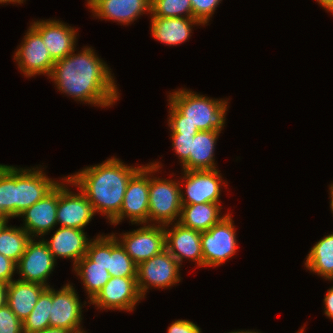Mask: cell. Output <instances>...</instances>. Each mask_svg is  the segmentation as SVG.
I'll use <instances>...</instances> for the list:
<instances>
[{
	"instance_id": "37",
	"label": "cell",
	"mask_w": 333,
	"mask_h": 333,
	"mask_svg": "<svg viewBox=\"0 0 333 333\" xmlns=\"http://www.w3.org/2000/svg\"><path fill=\"white\" fill-rule=\"evenodd\" d=\"M167 333H202V331L201 328L192 321L178 319L168 327Z\"/></svg>"
},
{
	"instance_id": "13",
	"label": "cell",
	"mask_w": 333,
	"mask_h": 333,
	"mask_svg": "<svg viewBox=\"0 0 333 333\" xmlns=\"http://www.w3.org/2000/svg\"><path fill=\"white\" fill-rule=\"evenodd\" d=\"M60 182L46 176L40 167H16V217L40 201Z\"/></svg>"
},
{
	"instance_id": "18",
	"label": "cell",
	"mask_w": 333,
	"mask_h": 333,
	"mask_svg": "<svg viewBox=\"0 0 333 333\" xmlns=\"http://www.w3.org/2000/svg\"><path fill=\"white\" fill-rule=\"evenodd\" d=\"M58 185L40 201L23 211V229L32 238H44L57 225ZM53 228V229H52ZM43 236V237H41Z\"/></svg>"
},
{
	"instance_id": "1",
	"label": "cell",
	"mask_w": 333,
	"mask_h": 333,
	"mask_svg": "<svg viewBox=\"0 0 333 333\" xmlns=\"http://www.w3.org/2000/svg\"><path fill=\"white\" fill-rule=\"evenodd\" d=\"M72 51L65 58L55 61L50 78L63 94L95 107H111L119 100L120 93L106 62L96 55L92 47Z\"/></svg>"
},
{
	"instance_id": "4",
	"label": "cell",
	"mask_w": 333,
	"mask_h": 333,
	"mask_svg": "<svg viewBox=\"0 0 333 333\" xmlns=\"http://www.w3.org/2000/svg\"><path fill=\"white\" fill-rule=\"evenodd\" d=\"M160 165L156 161L149 163L148 224L165 226L179 221L182 202L178 180L160 179L152 174L161 169Z\"/></svg>"
},
{
	"instance_id": "10",
	"label": "cell",
	"mask_w": 333,
	"mask_h": 333,
	"mask_svg": "<svg viewBox=\"0 0 333 333\" xmlns=\"http://www.w3.org/2000/svg\"><path fill=\"white\" fill-rule=\"evenodd\" d=\"M112 234L137 265L166 249L163 225L143 224V227L120 234L119 237Z\"/></svg>"
},
{
	"instance_id": "3",
	"label": "cell",
	"mask_w": 333,
	"mask_h": 333,
	"mask_svg": "<svg viewBox=\"0 0 333 333\" xmlns=\"http://www.w3.org/2000/svg\"><path fill=\"white\" fill-rule=\"evenodd\" d=\"M188 89L169 93L168 124H189L199 131H222L228 111V99H213Z\"/></svg>"
},
{
	"instance_id": "40",
	"label": "cell",
	"mask_w": 333,
	"mask_h": 333,
	"mask_svg": "<svg viewBox=\"0 0 333 333\" xmlns=\"http://www.w3.org/2000/svg\"><path fill=\"white\" fill-rule=\"evenodd\" d=\"M8 284L0 282V308L7 304Z\"/></svg>"
},
{
	"instance_id": "5",
	"label": "cell",
	"mask_w": 333,
	"mask_h": 333,
	"mask_svg": "<svg viewBox=\"0 0 333 333\" xmlns=\"http://www.w3.org/2000/svg\"><path fill=\"white\" fill-rule=\"evenodd\" d=\"M233 218L226 213L218 223L209 230L201 232L203 267L223 265L237 252V235Z\"/></svg>"
},
{
	"instance_id": "26",
	"label": "cell",
	"mask_w": 333,
	"mask_h": 333,
	"mask_svg": "<svg viewBox=\"0 0 333 333\" xmlns=\"http://www.w3.org/2000/svg\"><path fill=\"white\" fill-rule=\"evenodd\" d=\"M73 270L80 277L81 283L88 294V303L97 296L110 279L108 270L101 265H95V262L91 261L86 255L75 264Z\"/></svg>"
},
{
	"instance_id": "7",
	"label": "cell",
	"mask_w": 333,
	"mask_h": 333,
	"mask_svg": "<svg viewBox=\"0 0 333 333\" xmlns=\"http://www.w3.org/2000/svg\"><path fill=\"white\" fill-rule=\"evenodd\" d=\"M149 164L143 165L129 180L119 214L110 222L117 225L125 218L131 224H148Z\"/></svg>"
},
{
	"instance_id": "38",
	"label": "cell",
	"mask_w": 333,
	"mask_h": 333,
	"mask_svg": "<svg viewBox=\"0 0 333 333\" xmlns=\"http://www.w3.org/2000/svg\"><path fill=\"white\" fill-rule=\"evenodd\" d=\"M171 134H196L199 132L196 126L189 124H168Z\"/></svg>"
},
{
	"instance_id": "46",
	"label": "cell",
	"mask_w": 333,
	"mask_h": 333,
	"mask_svg": "<svg viewBox=\"0 0 333 333\" xmlns=\"http://www.w3.org/2000/svg\"><path fill=\"white\" fill-rule=\"evenodd\" d=\"M4 3H6V5H7V3L8 4L9 3H11V4H17L18 2L16 0H0V4H4Z\"/></svg>"
},
{
	"instance_id": "19",
	"label": "cell",
	"mask_w": 333,
	"mask_h": 333,
	"mask_svg": "<svg viewBox=\"0 0 333 333\" xmlns=\"http://www.w3.org/2000/svg\"><path fill=\"white\" fill-rule=\"evenodd\" d=\"M84 230L60 227L54 232L49 241L43 238L49 251L56 258L72 259L73 267L80 261L87 252L89 239Z\"/></svg>"
},
{
	"instance_id": "45",
	"label": "cell",
	"mask_w": 333,
	"mask_h": 333,
	"mask_svg": "<svg viewBox=\"0 0 333 333\" xmlns=\"http://www.w3.org/2000/svg\"><path fill=\"white\" fill-rule=\"evenodd\" d=\"M8 223V220L2 216H0V230L2 229V227Z\"/></svg>"
},
{
	"instance_id": "23",
	"label": "cell",
	"mask_w": 333,
	"mask_h": 333,
	"mask_svg": "<svg viewBox=\"0 0 333 333\" xmlns=\"http://www.w3.org/2000/svg\"><path fill=\"white\" fill-rule=\"evenodd\" d=\"M38 283L13 280L8 284L7 305L23 322L31 313L41 293L46 289Z\"/></svg>"
},
{
	"instance_id": "42",
	"label": "cell",
	"mask_w": 333,
	"mask_h": 333,
	"mask_svg": "<svg viewBox=\"0 0 333 333\" xmlns=\"http://www.w3.org/2000/svg\"><path fill=\"white\" fill-rule=\"evenodd\" d=\"M323 9L330 12L333 15V0H316Z\"/></svg>"
},
{
	"instance_id": "36",
	"label": "cell",
	"mask_w": 333,
	"mask_h": 333,
	"mask_svg": "<svg viewBox=\"0 0 333 333\" xmlns=\"http://www.w3.org/2000/svg\"><path fill=\"white\" fill-rule=\"evenodd\" d=\"M16 271V263L11 259L0 254V282L9 284L13 281Z\"/></svg>"
},
{
	"instance_id": "8",
	"label": "cell",
	"mask_w": 333,
	"mask_h": 333,
	"mask_svg": "<svg viewBox=\"0 0 333 333\" xmlns=\"http://www.w3.org/2000/svg\"><path fill=\"white\" fill-rule=\"evenodd\" d=\"M182 171V183L181 181H179V184H182L180 185L182 205L207 202L218 204L221 203L219 201L222 191L221 188L222 186L225 187L228 184L227 182H224V180L222 179L223 177L218 169ZM181 186L185 187V193Z\"/></svg>"
},
{
	"instance_id": "44",
	"label": "cell",
	"mask_w": 333,
	"mask_h": 333,
	"mask_svg": "<svg viewBox=\"0 0 333 333\" xmlns=\"http://www.w3.org/2000/svg\"><path fill=\"white\" fill-rule=\"evenodd\" d=\"M229 333H261V332H258V331H255V330L254 331L253 330L252 331L251 330L250 331L249 330H246V331L245 330H237V331H231Z\"/></svg>"
},
{
	"instance_id": "12",
	"label": "cell",
	"mask_w": 333,
	"mask_h": 333,
	"mask_svg": "<svg viewBox=\"0 0 333 333\" xmlns=\"http://www.w3.org/2000/svg\"><path fill=\"white\" fill-rule=\"evenodd\" d=\"M35 239L31 238L16 264V273L20 276L18 280L50 287L47 280L57 263L44 240L40 237L38 241Z\"/></svg>"
},
{
	"instance_id": "25",
	"label": "cell",
	"mask_w": 333,
	"mask_h": 333,
	"mask_svg": "<svg viewBox=\"0 0 333 333\" xmlns=\"http://www.w3.org/2000/svg\"><path fill=\"white\" fill-rule=\"evenodd\" d=\"M305 259L304 266L310 272L328 280L333 274V232L317 241Z\"/></svg>"
},
{
	"instance_id": "47",
	"label": "cell",
	"mask_w": 333,
	"mask_h": 333,
	"mask_svg": "<svg viewBox=\"0 0 333 333\" xmlns=\"http://www.w3.org/2000/svg\"><path fill=\"white\" fill-rule=\"evenodd\" d=\"M86 1L88 8H90L97 0H86Z\"/></svg>"
},
{
	"instance_id": "11",
	"label": "cell",
	"mask_w": 333,
	"mask_h": 333,
	"mask_svg": "<svg viewBox=\"0 0 333 333\" xmlns=\"http://www.w3.org/2000/svg\"><path fill=\"white\" fill-rule=\"evenodd\" d=\"M18 46L13 57L24 76H50L55 61L51 58L41 35L31 25Z\"/></svg>"
},
{
	"instance_id": "17",
	"label": "cell",
	"mask_w": 333,
	"mask_h": 333,
	"mask_svg": "<svg viewBox=\"0 0 333 333\" xmlns=\"http://www.w3.org/2000/svg\"><path fill=\"white\" fill-rule=\"evenodd\" d=\"M30 25L41 35L54 61L63 59L72 51H76L78 29L55 19L37 20Z\"/></svg>"
},
{
	"instance_id": "14",
	"label": "cell",
	"mask_w": 333,
	"mask_h": 333,
	"mask_svg": "<svg viewBox=\"0 0 333 333\" xmlns=\"http://www.w3.org/2000/svg\"><path fill=\"white\" fill-rule=\"evenodd\" d=\"M136 277H110L97 296L89 303L100 310L131 312L142 300Z\"/></svg>"
},
{
	"instance_id": "43",
	"label": "cell",
	"mask_w": 333,
	"mask_h": 333,
	"mask_svg": "<svg viewBox=\"0 0 333 333\" xmlns=\"http://www.w3.org/2000/svg\"><path fill=\"white\" fill-rule=\"evenodd\" d=\"M329 190H330L329 195H330V199H331L330 207H331V211L333 213V183L330 184Z\"/></svg>"
},
{
	"instance_id": "41",
	"label": "cell",
	"mask_w": 333,
	"mask_h": 333,
	"mask_svg": "<svg viewBox=\"0 0 333 333\" xmlns=\"http://www.w3.org/2000/svg\"><path fill=\"white\" fill-rule=\"evenodd\" d=\"M36 333H73V332L70 330H67V329H63V328L47 327L46 329L41 330Z\"/></svg>"
},
{
	"instance_id": "2",
	"label": "cell",
	"mask_w": 333,
	"mask_h": 333,
	"mask_svg": "<svg viewBox=\"0 0 333 333\" xmlns=\"http://www.w3.org/2000/svg\"><path fill=\"white\" fill-rule=\"evenodd\" d=\"M142 166H128L113 156L67 177L71 180V186L79 188L90 201L95 214L105 215L110 223L121 210L130 178Z\"/></svg>"
},
{
	"instance_id": "6",
	"label": "cell",
	"mask_w": 333,
	"mask_h": 333,
	"mask_svg": "<svg viewBox=\"0 0 333 333\" xmlns=\"http://www.w3.org/2000/svg\"><path fill=\"white\" fill-rule=\"evenodd\" d=\"M181 265L165 249L137 265V286L143 298L151 287L168 289L181 281Z\"/></svg>"
},
{
	"instance_id": "29",
	"label": "cell",
	"mask_w": 333,
	"mask_h": 333,
	"mask_svg": "<svg viewBox=\"0 0 333 333\" xmlns=\"http://www.w3.org/2000/svg\"><path fill=\"white\" fill-rule=\"evenodd\" d=\"M0 216L16 217V167L0 164Z\"/></svg>"
},
{
	"instance_id": "31",
	"label": "cell",
	"mask_w": 333,
	"mask_h": 333,
	"mask_svg": "<svg viewBox=\"0 0 333 333\" xmlns=\"http://www.w3.org/2000/svg\"><path fill=\"white\" fill-rule=\"evenodd\" d=\"M150 17H193L191 0H151Z\"/></svg>"
},
{
	"instance_id": "9",
	"label": "cell",
	"mask_w": 333,
	"mask_h": 333,
	"mask_svg": "<svg viewBox=\"0 0 333 333\" xmlns=\"http://www.w3.org/2000/svg\"><path fill=\"white\" fill-rule=\"evenodd\" d=\"M58 184L57 225L84 230L93 219L95 212L90 201L79 190V193L70 191L67 185L71 180L66 176Z\"/></svg>"
},
{
	"instance_id": "30",
	"label": "cell",
	"mask_w": 333,
	"mask_h": 333,
	"mask_svg": "<svg viewBox=\"0 0 333 333\" xmlns=\"http://www.w3.org/2000/svg\"><path fill=\"white\" fill-rule=\"evenodd\" d=\"M52 305V287H47L39 296L37 304L23 321L24 333H36L50 327V310Z\"/></svg>"
},
{
	"instance_id": "49",
	"label": "cell",
	"mask_w": 333,
	"mask_h": 333,
	"mask_svg": "<svg viewBox=\"0 0 333 333\" xmlns=\"http://www.w3.org/2000/svg\"><path fill=\"white\" fill-rule=\"evenodd\" d=\"M18 2V4L23 3L25 0H16Z\"/></svg>"
},
{
	"instance_id": "34",
	"label": "cell",
	"mask_w": 333,
	"mask_h": 333,
	"mask_svg": "<svg viewBox=\"0 0 333 333\" xmlns=\"http://www.w3.org/2000/svg\"><path fill=\"white\" fill-rule=\"evenodd\" d=\"M0 333H24L23 322L7 304L0 308Z\"/></svg>"
},
{
	"instance_id": "22",
	"label": "cell",
	"mask_w": 333,
	"mask_h": 333,
	"mask_svg": "<svg viewBox=\"0 0 333 333\" xmlns=\"http://www.w3.org/2000/svg\"><path fill=\"white\" fill-rule=\"evenodd\" d=\"M220 131H199L191 139L189 159L182 165V170H215V145Z\"/></svg>"
},
{
	"instance_id": "33",
	"label": "cell",
	"mask_w": 333,
	"mask_h": 333,
	"mask_svg": "<svg viewBox=\"0 0 333 333\" xmlns=\"http://www.w3.org/2000/svg\"><path fill=\"white\" fill-rule=\"evenodd\" d=\"M222 0H191L193 18L198 19L203 25H208L216 8Z\"/></svg>"
},
{
	"instance_id": "32",
	"label": "cell",
	"mask_w": 333,
	"mask_h": 333,
	"mask_svg": "<svg viewBox=\"0 0 333 333\" xmlns=\"http://www.w3.org/2000/svg\"><path fill=\"white\" fill-rule=\"evenodd\" d=\"M86 256L95 265H101L108 270V235H97L88 245Z\"/></svg>"
},
{
	"instance_id": "35",
	"label": "cell",
	"mask_w": 333,
	"mask_h": 333,
	"mask_svg": "<svg viewBox=\"0 0 333 333\" xmlns=\"http://www.w3.org/2000/svg\"><path fill=\"white\" fill-rule=\"evenodd\" d=\"M172 139V147L179 157L181 166L189 159L191 151V139L195 134H170Z\"/></svg>"
},
{
	"instance_id": "48",
	"label": "cell",
	"mask_w": 333,
	"mask_h": 333,
	"mask_svg": "<svg viewBox=\"0 0 333 333\" xmlns=\"http://www.w3.org/2000/svg\"><path fill=\"white\" fill-rule=\"evenodd\" d=\"M305 326H306V325H304V326L300 329V331H298L297 333H304V328H305Z\"/></svg>"
},
{
	"instance_id": "28",
	"label": "cell",
	"mask_w": 333,
	"mask_h": 333,
	"mask_svg": "<svg viewBox=\"0 0 333 333\" xmlns=\"http://www.w3.org/2000/svg\"><path fill=\"white\" fill-rule=\"evenodd\" d=\"M108 272L110 277H137V264L112 233L108 234Z\"/></svg>"
},
{
	"instance_id": "21",
	"label": "cell",
	"mask_w": 333,
	"mask_h": 333,
	"mask_svg": "<svg viewBox=\"0 0 333 333\" xmlns=\"http://www.w3.org/2000/svg\"><path fill=\"white\" fill-rule=\"evenodd\" d=\"M150 19L152 37L160 43L170 46L186 42L191 37L192 28L195 25H203L198 19L193 17H151Z\"/></svg>"
},
{
	"instance_id": "50",
	"label": "cell",
	"mask_w": 333,
	"mask_h": 333,
	"mask_svg": "<svg viewBox=\"0 0 333 333\" xmlns=\"http://www.w3.org/2000/svg\"><path fill=\"white\" fill-rule=\"evenodd\" d=\"M328 280H332L333 281V274L329 277V279Z\"/></svg>"
},
{
	"instance_id": "39",
	"label": "cell",
	"mask_w": 333,
	"mask_h": 333,
	"mask_svg": "<svg viewBox=\"0 0 333 333\" xmlns=\"http://www.w3.org/2000/svg\"><path fill=\"white\" fill-rule=\"evenodd\" d=\"M323 301L325 305L324 314L329 317V319H333V286L328 289Z\"/></svg>"
},
{
	"instance_id": "15",
	"label": "cell",
	"mask_w": 333,
	"mask_h": 333,
	"mask_svg": "<svg viewBox=\"0 0 333 333\" xmlns=\"http://www.w3.org/2000/svg\"><path fill=\"white\" fill-rule=\"evenodd\" d=\"M72 284L67 283L61 289L52 288V305L50 310V327L63 328L73 333L83 331L82 304Z\"/></svg>"
},
{
	"instance_id": "16",
	"label": "cell",
	"mask_w": 333,
	"mask_h": 333,
	"mask_svg": "<svg viewBox=\"0 0 333 333\" xmlns=\"http://www.w3.org/2000/svg\"><path fill=\"white\" fill-rule=\"evenodd\" d=\"M164 231L166 250L180 265L183 259H187L195 261L197 267H203L201 232L185 227L179 222L165 225Z\"/></svg>"
},
{
	"instance_id": "20",
	"label": "cell",
	"mask_w": 333,
	"mask_h": 333,
	"mask_svg": "<svg viewBox=\"0 0 333 333\" xmlns=\"http://www.w3.org/2000/svg\"><path fill=\"white\" fill-rule=\"evenodd\" d=\"M89 9L93 17L129 25L145 12L151 14V0H97Z\"/></svg>"
},
{
	"instance_id": "24",
	"label": "cell",
	"mask_w": 333,
	"mask_h": 333,
	"mask_svg": "<svg viewBox=\"0 0 333 333\" xmlns=\"http://www.w3.org/2000/svg\"><path fill=\"white\" fill-rule=\"evenodd\" d=\"M222 206L218 203H198L182 205L179 223L193 230L204 232L218 223L223 217ZM221 214V215H219Z\"/></svg>"
},
{
	"instance_id": "27",
	"label": "cell",
	"mask_w": 333,
	"mask_h": 333,
	"mask_svg": "<svg viewBox=\"0 0 333 333\" xmlns=\"http://www.w3.org/2000/svg\"><path fill=\"white\" fill-rule=\"evenodd\" d=\"M31 238L22 226H9L6 223L0 230V254L17 264Z\"/></svg>"
}]
</instances>
